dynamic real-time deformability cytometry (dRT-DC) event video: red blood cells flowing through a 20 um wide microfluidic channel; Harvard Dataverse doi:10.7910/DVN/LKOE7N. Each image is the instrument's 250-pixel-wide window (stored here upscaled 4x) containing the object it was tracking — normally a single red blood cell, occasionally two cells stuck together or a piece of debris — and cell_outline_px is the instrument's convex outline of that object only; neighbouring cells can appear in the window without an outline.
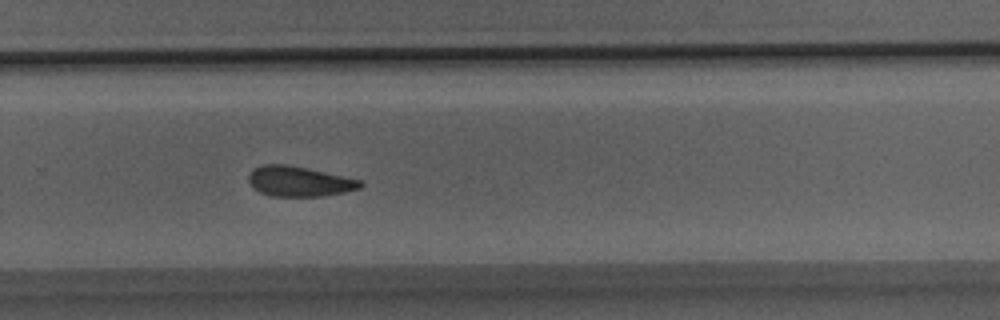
{"species": "Egyptian fruit bat (a non-hibernating species)", "species_latin": "Rousettus aegyptiacus", "temperature_condition": "room temperature", "stored_images_in_passage": 33, "camera_frame_rate_fps": 3000, "um_per_image_px": 0.085, "animal": {"sex": "male"}, "frame": {"image": 1, "passage_image": 22, "time_ms": 7.0, "image_size_px": [1000, 320], "cell_outline_px": [[364, 184], [360, 188], [344, 192], [324, 196], [272, 196], [260, 192], [248, 180], [248, 176], [252, 168], [260, 164], [288, 164], [308, 168], [360, 180]], "centroid_in_image_um": [25.41, 15.4], "position_along_channel_um": 304.4, "area_um2": 19.59}}
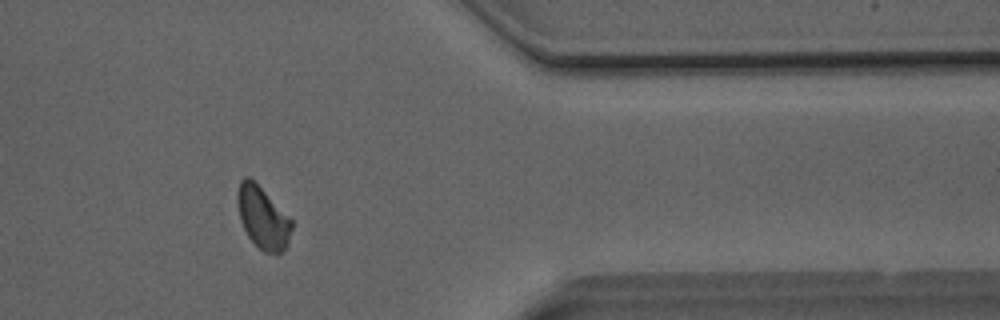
{"frame": {"image": 2, "passage_image": 27, "time_ms": 8.667, "image_size_px": [1000, 320], "cell_outline_px": [[292, 228], [288, 240], [284, 248], [276, 256], [264, 252], [248, 236], [240, 220], [236, 200], [236, 192], [240, 180], [244, 176], [248, 176], [292, 220]], "centroid_in_image_um": [22.3, 18.51], "position_along_channel_um": 389.1, "area_um2": 19.31}}
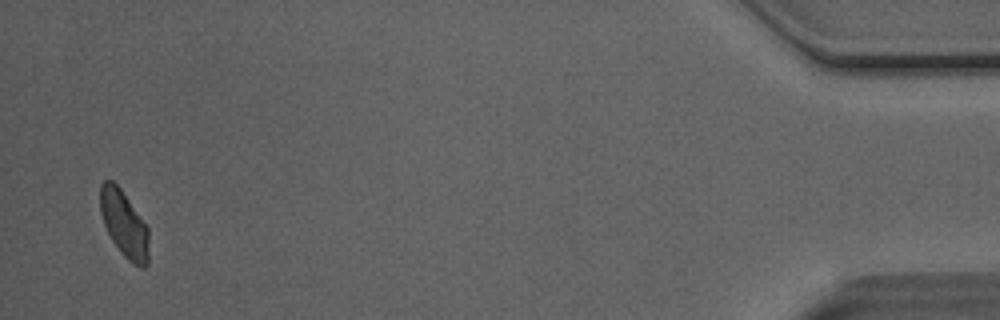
{"frame": {"image": 3, "passage_image": 32, "time_ms": 10.333, "image_size_px": [1000, 320], "cell_outline_px": [[148, 264], [144, 268], [140, 268], [132, 264], [120, 252], [112, 240], [104, 224], [100, 212], [100, 184], [104, 180], [112, 180], [120, 188], [148, 228]], "centroid_in_image_um": [10.54, 19.06], "position_along_channel_um": 424.7, "area_um2": 18.73}}